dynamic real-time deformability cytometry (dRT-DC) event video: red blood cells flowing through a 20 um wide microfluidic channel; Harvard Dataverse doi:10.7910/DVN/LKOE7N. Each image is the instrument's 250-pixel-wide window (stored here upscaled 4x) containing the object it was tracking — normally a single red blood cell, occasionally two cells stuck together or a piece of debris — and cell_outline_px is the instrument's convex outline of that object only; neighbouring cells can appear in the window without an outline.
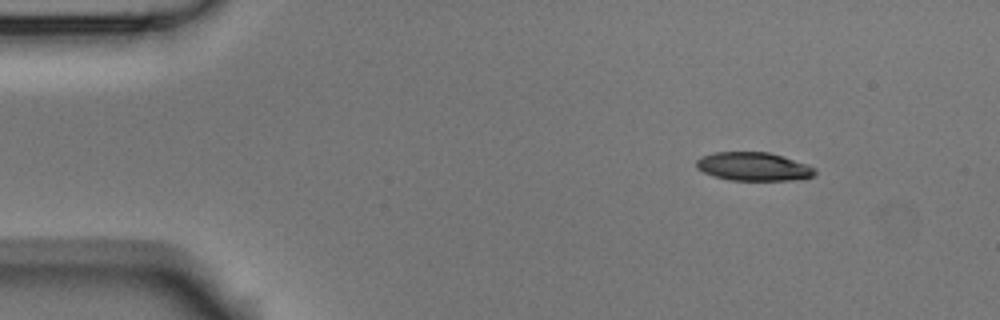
{"species": "Egyptian fruit bat (a non-hibernating species)", "species_latin": "Rousettus aegyptiacus", "temperature_condition": "room temperature", "stored_images_in_passage": 3, "camera_frame_rate_fps": 3000, "um_per_image_px": 0.085, "animal": {"sex": "male"}, "frame": {"image": 1, "passage_image": 1, "time_ms": 0.0, "image_size_px": [1000, 320], "cell_outline_px": [[816, 172], [812, 176], [792, 180], [728, 180], [712, 176], [696, 168], [696, 160], [700, 156], [716, 152], [768, 152], [816, 168]], "centroid_in_image_um": [63.97, 14.16], "position_along_channel_um": 21.0, "area_um2": 19.48}}